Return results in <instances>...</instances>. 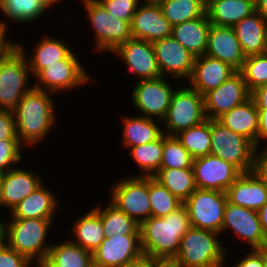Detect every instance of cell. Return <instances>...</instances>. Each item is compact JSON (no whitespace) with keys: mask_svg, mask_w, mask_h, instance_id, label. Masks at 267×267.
Listing matches in <instances>:
<instances>
[{"mask_svg":"<svg viewBox=\"0 0 267 267\" xmlns=\"http://www.w3.org/2000/svg\"><path fill=\"white\" fill-rule=\"evenodd\" d=\"M52 95L55 96L54 93L33 87L13 110L16 135L24 147L33 148L37 143L40 144L56 124V103Z\"/></svg>","mask_w":267,"mask_h":267,"instance_id":"1","label":"cell"},{"mask_svg":"<svg viewBox=\"0 0 267 267\" xmlns=\"http://www.w3.org/2000/svg\"><path fill=\"white\" fill-rule=\"evenodd\" d=\"M190 227L184 204L167 216L149 217L139 228L142 253L150 258H175Z\"/></svg>","mask_w":267,"mask_h":267,"instance_id":"2","label":"cell"},{"mask_svg":"<svg viewBox=\"0 0 267 267\" xmlns=\"http://www.w3.org/2000/svg\"><path fill=\"white\" fill-rule=\"evenodd\" d=\"M55 219L10 218L4 222V243L27 257L37 267L49 253V230ZM47 239V240H46Z\"/></svg>","mask_w":267,"mask_h":267,"instance_id":"3","label":"cell"},{"mask_svg":"<svg viewBox=\"0 0 267 267\" xmlns=\"http://www.w3.org/2000/svg\"><path fill=\"white\" fill-rule=\"evenodd\" d=\"M219 236L209 230L190 227L181 239L175 261L180 267H217L227 261L228 253Z\"/></svg>","mask_w":267,"mask_h":267,"instance_id":"4","label":"cell"},{"mask_svg":"<svg viewBox=\"0 0 267 267\" xmlns=\"http://www.w3.org/2000/svg\"><path fill=\"white\" fill-rule=\"evenodd\" d=\"M86 11L89 26L94 32L95 50L112 53L119 45L132 39L131 24L109 14L97 0H78Z\"/></svg>","mask_w":267,"mask_h":267,"instance_id":"5","label":"cell"},{"mask_svg":"<svg viewBox=\"0 0 267 267\" xmlns=\"http://www.w3.org/2000/svg\"><path fill=\"white\" fill-rule=\"evenodd\" d=\"M32 73L26 56L15 46L0 61V110L13 111L23 96L34 85H30Z\"/></svg>","mask_w":267,"mask_h":267,"instance_id":"6","label":"cell"},{"mask_svg":"<svg viewBox=\"0 0 267 267\" xmlns=\"http://www.w3.org/2000/svg\"><path fill=\"white\" fill-rule=\"evenodd\" d=\"M210 153L235 166L241 173L252 171L255 145L217 119H210Z\"/></svg>","mask_w":267,"mask_h":267,"instance_id":"7","label":"cell"},{"mask_svg":"<svg viewBox=\"0 0 267 267\" xmlns=\"http://www.w3.org/2000/svg\"><path fill=\"white\" fill-rule=\"evenodd\" d=\"M77 55L72 50L59 63L47 64V67L33 77L37 80L33 83L34 87L54 94L66 92V90L72 92L76 87L83 88L92 81V76L90 77Z\"/></svg>","mask_w":267,"mask_h":267,"instance_id":"8","label":"cell"},{"mask_svg":"<svg viewBox=\"0 0 267 267\" xmlns=\"http://www.w3.org/2000/svg\"><path fill=\"white\" fill-rule=\"evenodd\" d=\"M206 120L204 96L188 86H178L173 93L164 123L163 133L175 136L179 132L201 124Z\"/></svg>","mask_w":267,"mask_h":267,"instance_id":"9","label":"cell"},{"mask_svg":"<svg viewBox=\"0 0 267 267\" xmlns=\"http://www.w3.org/2000/svg\"><path fill=\"white\" fill-rule=\"evenodd\" d=\"M110 188L108 200L139 225L151 217L149 177L125 175Z\"/></svg>","mask_w":267,"mask_h":267,"instance_id":"10","label":"cell"},{"mask_svg":"<svg viewBox=\"0 0 267 267\" xmlns=\"http://www.w3.org/2000/svg\"><path fill=\"white\" fill-rule=\"evenodd\" d=\"M183 204L189 213L191 227L222 234L226 192L197 188Z\"/></svg>","mask_w":267,"mask_h":267,"instance_id":"11","label":"cell"},{"mask_svg":"<svg viewBox=\"0 0 267 267\" xmlns=\"http://www.w3.org/2000/svg\"><path fill=\"white\" fill-rule=\"evenodd\" d=\"M171 86V81L169 82L163 76L156 79L137 80L132 88L131 101L134 108L141 112L140 116L162 121L176 90Z\"/></svg>","mask_w":267,"mask_h":267,"instance_id":"12","label":"cell"},{"mask_svg":"<svg viewBox=\"0 0 267 267\" xmlns=\"http://www.w3.org/2000/svg\"><path fill=\"white\" fill-rule=\"evenodd\" d=\"M233 232L235 238L248 243L250 249L267 248V236L264 233L258 211L231 204L227 201L222 233ZM233 230V231H232Z\"/></svg>","mask_w":267,"mask_h":267,"instance_id":"13","label":"cell"},{"mask_svg":"<svg viewBox=\"0 0 267 267\" xmlns=\"http://www.w3.org/2000/svg\"><path fill=\"white\" fill-rule=\"evenodd\" d=\"M192 169L197 188L222 192L242 174L232 164L211 154L194 158Z\"/></svg>","mask_w":267,"mask_h":267,"instance_id":"14","label":"cell"},{"mask_svg":"<svg viewBox=\"0 0 267 267\" xmlns=\"http://www.w3.org/2000/svg\"><path fill=\"white\" fill-rule=\"evenodd\" d=\"M249 98H251V92L248 90L242 74L237 71L218 88L204 95L206 119H218Z\"/></svg>","mask_w":267,"mask_h":267,"instance_id":"15","label":"cell"},{"mask_svg":"<svg viewBox=\"0 0 267 267\" xmlns=\"http://www.w3.org/2000/svg\"><path fill=\"white\" fill-rule=\"evenodd\" d=\"M161 76L189 80L195 57L172 36L152 43Z\"/></svg>","mask_w":267,"mask_h":267,"instance_id":"16","label":"cell"},{"mask_svg":"<svg viewBox=\"0 0 267 267\" xmlns=\"http://www.w3.org/2000/svg\"><path fill=\"white\" fill-rule=\"evenodd\" d=\"M111 54L122 59L127 69L139 80L156 79L161 76L153 44L142 39H129Z\"/></svg>","mask_w":267,"mask_h":267,"instance_id":"17","label":"cell"},{"mask_svg":"<svg viewBox=\"0 0 267 267\" xmlns=\"http://www.w3.org/2000/svg\"><path fill=\"white\" fill-rule=\"evenodd\" d=\"M142 254L140 235H114L105 237L92 258L95 265L119 267Z\"/></svg>","mask_w":267,"mask_h":267,"instance_id":"18","label":"cell"},{"mask_svg":"<svg viewBox=\"0 0 267 267\" xmlns=\"http://www.w3.org/2000/svg\"><path fill=\"white\" fill-rule=\"evenodd\" d=\"M133 15L131 32L134 39L153 43L172 35V25L164 17L157 2L143 0Z\"/></svg>","mask_w":267,"mask_h":267,"instance_id":"19","label":"cell"},{"mask_svg":"<svg viewBox=\"0 0 267 267\" xmlns=\"http://www.w3.org/2000/svg\"><path fill=\"white\" fill-rule=\"evenodd\" d=\"M27 168H13L2 175L0 209L8 208L12 211L29 194L33 193L44 180L33 170ZM2 207V208H1Z\"/></svg>","mask_w":267,"mask_h":267,"instance_id":"20","label":"cell"},{"mask_svg":"<svg viewBox=\"0 0 267 267\" xmlns=\"http://www.w3.org/2000/svg\"><path fill=\"white\" fill-rule=\"evenodd\" d=\"M236 72L237 70L231 65L204 54L195 57L193 71L188 80L189 86L204 96L218 88Z\"/></svg>","mask_w":267,"mask_h":267,"instance_id":"21","label":"cell"},{"mask_svg":"<svg viewBox=\"0 0 267 267\" xmlns=\"http://www.w3.org/2000/svg\"><path fill=\"white\" fill-rule=\"evenodd\" d=\"M205 55L219 59L239 71L246 60L241 44L233 27H221L211 24Z\"/></svg>","mask_w":267,"mask_h":267,"instance_id":"22","label":"cell"},{"mask_svg":"<svg viewBox=\"0 0 267 267\" xmlns=\"http://www.w3.org/2000/svg\"><path fill=\"white\" fill-rule=\"evenodd\" d=\"M231 204L258 211L267 202V186L253 173H242L226 190Z\"/></svg>","mask_w":267,"mask_h":267,"instance_id":"23","label":"cell"},{"mask_svg":"<svg viewBox=\"0 0 267 267\" xmlns=\"http://www.w3.org/2000/svg\"><path fill=\"white\" fill-rule=\"evenodd\" d=\"M45 185L43 182L33 193L20 201L11 213H9L10 218L54 219L57 214V207L60 206L59 199Z\"/></svg>","mask_w":267,"mask_h":267,"instance_id":"24","label":"cell"},{"mask_svg":"<svg viewBox=\"0 0 267 267\" xmlns=\"http://www.w3.org/2000/svg\"><path fill=\"white\" fill-rule=\"evenodd\" d=\"M44 36L39 40V42L37 41L30 58H28L29 53H26L27 49L24 48V44L21 45V42H18L19 44L16 42V46L26 56L32 73V78L41 69L47 67V64L59 63L60 60H63L73 50V48H70L71 45L69 46L68 42H65L61 38H54L52 35Z\"/></svg>","mask_w":267,"mask_h":267,"instance_id":"25","label":"cell"},{"mask_svg":"<svg viewBox=\"0 0 267 267\" xmlns=\"http://www.w3.org/2000/svg\"><path fill=\"white\" fill-rule=\"evenodd\" d=\"M217 120L231 131L250 140L258 149L259 111L252 98L224 113Z\"/></svg>","mask_w":267,"mask_h":267,"instance_id":"26","label":"cell"},{"mask_svg":"<svg viewBox=\"0 0 267 267\" xmlns=\"http://www.w3.org/2000/svg\"><path fill=\"white\" fill-rule=\"evenodd\" d=\"M211 23L207 13L198 18L172 26V37L185 47L194 57L202 56L207 49Z\"/></svg>","mask_w":267,"mask_h":267,"instance_id":"27","label":"cell"},{"mask_svg":"<svg viewBox=\"0 0 267 267\" xmlns=\"http://www.w3.org/2000/svg\"><path fill=\"white\" fill-rule=\"evenodd\" d=\"M122 123V145L127 149L155 141L163 134L162 126L160 127L162 121L140 116V114L123 116Z\"/></svg>","mask_w":267,"mask_h":267,"instance_id":"28","label":"cell"},{"mask_svg":"<svg viewBox=\"0 0 267 267\" xmlns=\"http://www.w3.org/2000/svg\"><path fill=\"white\" fill-rule=\"evenodd\" d=\"M266 27L267 21L258 11L243 18L233 27L246 56L264 53Z\"/></svg>","mask_w":267,"mask_h":267,"instance_id":"29","label":"cell"},{"mask_svg":"<svg viewBox=\"0 0 267 267\" xmlns=\"http://www.w3.org/2000/svg\"><path fill=\"white\" fill-rule=\"evenodd\" d=\"M92 264V253L69 238L53 243L48 256L37 267H90Z\"/></svg>","mask_w":267,"mask_h":267,"instance_id":"30","label":"cell"},{"mask_svg":"<svg viewBox=\"0 0 267 267\" xmlns=\"http://www.w3.org/2000/svg\"><path fill=\"white\" fill-rule=\"evenodd\" d=\"M255 11L256 5L249 0H212L206 8L210 23L221 27H234Z\"/></svg>","mask_w":267,"mask_h":267,"instance_id":"31","label":"cell"},{"mask_svg":"<svg viewBox=\"0 0 267 267\" xmlns=\"http://www.w3.org/2000/svg\"><path fill=\"white\" fill-rule=\"evenodd\" d=\"M75 220L71 228L73 230L71 240L92 253L105 239V230L100 215L93 208Z\"/></svg>","mask_w":267,"mask_h":267,"instance_id":"32","label":"cell"},{"mask_svg":"<svg viewBox=\"0 0 267 267\" xmlns=\"http://www.w3.org/2000/svg\"><path fill=\"white\" fill-rule=\"evenodd\" d=\"M153 177L183 203L197 189L192 168H160Z\"/></svg>","mask_w":267,"mask_h":267,"instance_id":"33","label":"cell"},{"mask_svg":"<svg viewBox=\"0 0 267 267\" xmlns=\"http://www.w3.org/2000/svg\"><path fill=\"white\" fill-rule=\"evenodd\" d=\"M108 202L104 208L100 205L94 207L101 217L105 237L114 235H140V225L122 212L110 200Z\"/></svg>","mask_w":267,"mask_h":267,"instance_id":"34","label":"cell"},{"mask_svg":"<svg viewBox=\"0 0 267 267\" xmlns=\"http://www.w3.org/2000/svg\"><path fill=\"white\" fill-rule=\"evenodd\" d=\"M48 10L50 8L43 0H0L1 13L19 25L42 19Z\"/></svg>","mask_w":267,"mask_h":267,"instance_id":"35","label":"cell"},{"mask_svg":"<svg viewBox=\"0 0 267 267\" xmlns=\"http://www.w3.org/2000/svg\"><path fill=\"white\" fill-rule=\"evenodd\" d=\"M129 156L140 170L133 176L153 177L160 169L163 154V134L150 143L130 147Z\"/></svg>","mask_w":267,"mask_h":267,"instance_id":"36","label":"cell"},{"mask_svg":"<svg viewBox=\"0 0 267 267\" xmlns=\"http://www.w3.org/2000/svg\"><path fill=\"white\" fill-rule=\"evenodd\" d=\"M157 3L172 26L206 13V8L197 0H160Z\"/></svg>","mask_w":267,"mask_h":267,"instance_id":"37","label":"cell"},{"mask_svg":"<svg viewBox=\"0 0 267 267\" xmlns=\"http://www.w3.org/2000/svg\"><path fill=\"white\" fill-rule=\"evenodd\" d=\"M193 158L206 156L210 153V119L201 124L183 130L175 135Z\"/></svg>","mask_w":267,"mask_h":267,"instance_id":"38","label":"cell"},{"mask_svg":"<svg viewBox=\"0 0 267 267\" xmlns=\"http://www.w3.org/2000/svg\"><path fill=\"white\" fill-rule=\"evenodd\" d=\"M151 216L164 217L179 208L183 202L154 177H149Z\"/></svg>","mask_w":267,"mask_h":267,"instance_id":"39","label":"cell"},{"mask_svg":"<svg viewBox=\"0 0 267 267\" xmlns=\"http://www.w3.org/2000/svg\"><path fill=\"white\" fill-rule=\"evenodd\" d=\"M193 157L176 136L163 133V154L160 168H192Z\"/></svg>","mask_w":267,"mask_h":267,"instance_id":"40","label":"cell"},{"mask_svg":"<svg viewBox=\"0 0 267 267\" xmlns=\"http://www.w3.org/2000/svg\"><path fill=\"white\" fill-rule=\"evenodd\" d=\"M250 92L267 84V54L246 56L239 70Z\"/></svg>","mask_w":267,"mask_h":267,"instance_id":"41","label":"cell"},{"mask_svg":"<svg viewBox=\"0 0 267 267\" xmlns=\"http://www.w3.org/2000/svg\"><path fill=\"white\" fill-rule=\"evenodd\" d=\"M23 148L25 149L19 139L0 140V173H6L21 162Z\"/></svg>","mask_w":267,"mask_h":267,"instance_id":"42","label":"cell"},{"mask_svg":"<svg viewBox=\"0 0 267 267\" xmlns=\"http://www.w3.org/2000/svg\"><path fill=\"white\" fill-rule=\"evenodd\" d=\"M108 12L116 18L132 22L134 13L143 0H97Z\"/></svg>","mask_w":267,"mask_h":267,"instance_id":"43","label":"cell"},{"mask_svg":"<svg viewBox=\"0 0 267 267\" xmlns=\"http://www.w3.org/2000/svg\"><path fill=\"white\" fill-rule=\"evenodd\" d=\"M32 262L4 242L0 245V267H32Z\"/></svg>","mask_w":267,"mask_h":267,"instance_id":"44","label":"cell"},{"mask_svg":"<svg viewBox=\"0 0 267 267\" xmlns=\"http://www.w3.org/2000/svg\"><path fill=\"white\" fill-rule=\"evenodd\" d=\"M247 254V255H246ZM245 256L235 262L234 267H264L267 260V248L251 249Z\"/></svg>","mask_w":267,"mask_h":267,"instance_id":"45","label":"cell"},{"mask_svg":"<svg viewBox=\"0 0 267 267\" xmlns=\"http://www.w3.org/2000/svg\"><path fill=\"white\" fill-rule=\"evenodd\" d=\"M18 139L13 111L0 110V140Z\"/></svg>","mask_w":267,"mask_h":267,"instance_id":"46","label":"cell"},{"mask_svg":"<svg viewBox=\"0 0 267 267\" xmlns=\"http://www.w3.org/2000/svg\"><path fill=\"white\" fill-rule=\"evenodd\" d=\"M267 186V149H257L252 171Z\"/></svg>","mask_w":267,"mask_h":267,"instance_id":"47","label":"cell"},{"mask_svg":"<svg viewBox=\"0 0 267 267\" xmlns=\"http://www.w3.org/2000/svg\"><path fill=\"white\" fill-rule=\"evenodd\" d=\"M7 22L0 20V61L16 46V42L7 39Z\"/></svg>","mask_w":267,"mask_h":267,"instance_id":"48","label":"cell"},{"mask_svg":"<svg viewBox=\"0 0 267 267\" xmlns=\"http://www.w3.org/2000/svg\"><path fill=\"white\" fill-rule=\"evenodd\" d=\"M251 98L258 107L259 113H267V84L252 91Z\"/></svg>","mask_w":267,"mask_h":267,"instance_id":"49","label":"cell"},{"mask_svg":"<svg viewBox=\"0 0 267 267\" xmlns=\"http://www.w3.org/2000/svg\"><path fill=\"white\" fill-rule=\"evenodd\" d=\"M263 141H265V147L262 148L267 149V113H259L258 149L261 148Z\"/></svg>","mask_w":267,"mask_h":267,"instance_id":"50","label":"cell"},{"mask_svg":"<svg viewBox=\"0 0 267 267\" xmlns=\"http://www.w3.org/2000/svg\"><path fill=\"white\" fill-rule=\"evenodd\" d=\"M149 267H180L174 258H150Z\"/></svg>","mask_w":267,"mask_h":267,"instance_id":"51","label":"cell"},{"mask_svg":"<svg viewBox=\"0 0 267 267\" xmlns=\"http://www.w3.org/2000/svg\"><path fill=\"white\" fill-rule=\"evenodd\" d=\"M119 267H149V256L142 254L138 258L131 260Z\"/></svg>","mask_w":267,"mask_h":267,"instance_id":"52","label":"cell"},{"mask_svg":"<svg viewBox=\"0 0 267 267\" xmlns=\"http://www.w3.org/2000/svg\"><path fill=\"white\" fill-rule=\"evenodd\" d=\"M258 215L262 229L267 236V202L258 210Z\"/></svg>","mask_w":267,"mask_h":267,"instance_id":"53","label":"cell"},{"mask_svg":"<svg viewBox=\"0 0 267 267\" xmlns=\"http://www.w3.org/2000/svg\"><path fill=\"white\" fill-rule=\"evenodd\" d=\"M256 11H258L267 21V0H260L256 4Z\"/></svg>","mask_w":267,"mask_h":267,"instance_id":"54","label":"cell"},{"mask_svg":"<svg viewBox=\"0 0 267 267\" xmlns=\"http://www.w3.org/2000/svg\"><path fill=\"white\" fill-rule=\"evenodd\" d=\"M43 1L49 6L50 9L51 8L53 9L56 4L59 3V5H60V3H63L62 1H64V0H43Z\"/></svg>","mask_w":267,"mask_h":267,"instance_id":"55","label":"cell"},{"mask_svg":"<svg viewBox=\"0 0 267 267\" xmlns=\"http://www.w3.org/2000/svg\"><path fill=\"white\" fill-rule=\"evenodd\" d=\"M4 221L0 218V245L4 242Z\"/></svg>","mask_w":267,"mask_h":267,"instance_id":"56","label":"cell"},{"mask_svg":"<svg viewBox=\"0 0 267 267\" xmlns=\"http://www.w3.org/2000/svg\"><path fill=\"white\" fill-rule=\"evenodd\" d=\"M200 4H202L205 8H207L212 0H197Z\"/></svg>","mask_w":267,"mask_h":267,"instance_id":"57","label":"cell"},{"mask_svg":"<svg viewBox=\"0 0 267 267\" xmlns=\"http://www.w3.org/2000/svg\"><path fill=\"white\" fill-rule=\"evenodd\" d=\"M264 53L267 54V27H266V32H265Z\"/></svg>","mask_w":267,"mask_h":267,"instance_id":"58","label":"cell"},{"mask_svg":"<svg viewBox=\"0 0 267 267\" xmlns=\"http://www.w3.org/2000/svg\"><path fill=\"white\" fill-rule=\"evenodd\" d=\"M251 1L254 5H256L260 0H249Z\"/></svg>","mask_w":267,"mask_h":267,"instance_id":"59","label":"cell"},{"mask_svg":"<svg viewBox=\"0 0 267 267\" xmlns=\"http://www.w3.org/2000/svg\"><path fill=\"white\" fill-rule=\"evenodd\" d=\"M2 173H0V193H1V183H2Z\"/></svg>","mask_w":267,"mask_h":267,"instance_id":"60","label":"cell"},{"mask_svg":"<svg viewBox=\"0 0 267 267\" xmlns=\"http://www.w3.org/2000/svg\"><path fill=\"white\" fill-rule=\"evenodd\" d=\"M225 263H226V261H224L223 263L219 264L217 267H225L226 266Z\"/></svg>","mask_w":267,"mask_h":267,"instance_id":"61","label":"cell"},{"mask_svg":"<svg viewBox=\"0 0 267 267\" xmlns=\"http://www.w3.org/2000/svg\"><path fill=\"white\" fill-rule=\"evenodd\" d=\"M145 1H148V2H158L160 0H145Z\"/></svg>","mask_w":267,"mask_h":267,"instance_id":"62","label":"cell"},{"mask_svg":"<svg viewBox=\"0 0 267 267\" xmlns=\"http://www.w3.org/2000/svg\"><path fill=\"white\" fill-rule=\"evenodd\" d=\"M90 267H101V266L95 265V264L93 263Z\"/></svg>","mask_w":267,"mask_h":267,"instance_id":"63","label":"cell"}]
</instances>
